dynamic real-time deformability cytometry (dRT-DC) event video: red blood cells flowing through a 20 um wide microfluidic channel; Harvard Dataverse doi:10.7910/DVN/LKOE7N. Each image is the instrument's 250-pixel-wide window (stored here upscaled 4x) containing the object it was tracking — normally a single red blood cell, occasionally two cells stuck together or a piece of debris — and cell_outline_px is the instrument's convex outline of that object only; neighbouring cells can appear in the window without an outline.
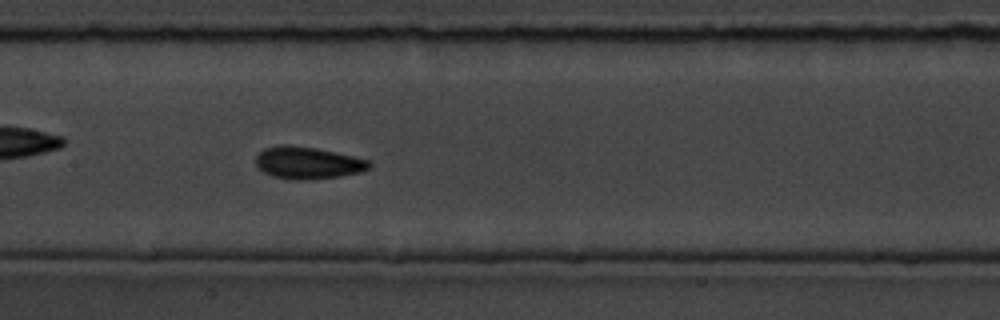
{"species": "common noctule bat (a hibernating species)", "species_latin": "Nyctalus noctula", "temperature_condition": "room temperature", "stored_images_in_passage": 40, "camera_frame_rate_fps": 3000, "um_per_image_px": 0.085, "animal": {"sex": "male", "body_mass_g": 19.5, "forearm_length_mm": 54.6}, "frame": {"image": 1, "passage_image": 12, "time_ms": 3.667, "image_size_px": [1000, 320], "cell_outline_px": [[372, 164], [368, 168], [360, 172], [340, 176], [312, 180], [292, 180], [272, 176], [264, 172], [256, 164], [256, 156], [264, 148], [284, 144], [316, 148], [352, 156], [368, 160]], "centroid_in_image_um": [26.14, 13.85], "position_along_channel_um": 181.3, "area_um2": 21.15}}
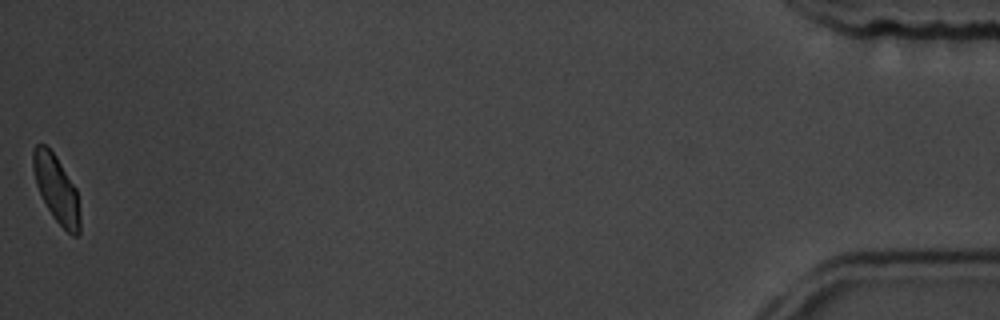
{"frame": {"image": 2, "passage_image": 40, "time_ms": 13.0, "image_size_px": [1000, 320], "cell_outline_px": [[80, 232], [76, 236], [72, 236], [52, 216], [36, 184], [32, 168], [32, 152], [36, 144], [44, 144], [56, 156], [76, 188], [80, 216]], "centroid_in_image_um": [4.79, 16.05], "position_along_channel_um": 430.4, "area_um2": 18.15}, "authors_computed_cell_mechanics": {"area_um2": 19.5942, "velocity_mm_per_s": 3.716, "shape_relaxation_time_tau1_ms": 4.7797, "shape_relaxation_time_tau2_ms": 1.5521, "deformation_change_tau1": 0.1737, "deformation_change_tau2": 0.0709}}